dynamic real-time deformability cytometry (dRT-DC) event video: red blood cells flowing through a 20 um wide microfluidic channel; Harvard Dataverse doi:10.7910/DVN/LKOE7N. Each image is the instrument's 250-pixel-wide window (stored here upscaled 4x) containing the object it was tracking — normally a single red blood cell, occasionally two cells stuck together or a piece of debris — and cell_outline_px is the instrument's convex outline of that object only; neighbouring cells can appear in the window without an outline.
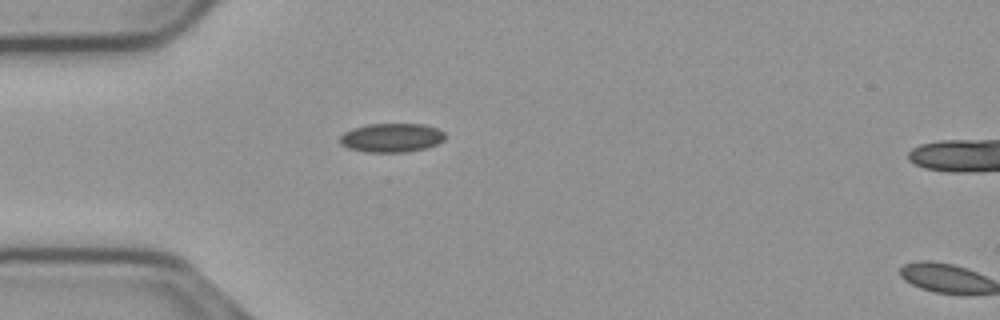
{"species": "common noctule bat (a hibernating species)", "species_latin": "Nyctalus noctula", "temperature_condition": "cold", "stored_images_in_passage": 2, "camera_frame_rate_fps": 3000, "um_per_image_px": 0.085, "animal": {"sex": "male", "body_mass_g": 23.1, "forearm_length_mm": 52.7}, "frame": {"image": 1, "passage_image": 1, "time_ms": 0.0, "image_size_px": [1000, 320], "cell_outline_px": [[444, 140], [436, 144], [424, 148], [408, 152], [364, 152], [348, 148], [340, 144], [340, 136], [344, 132], [352, 128], [368, 124], [420, 124], [436, 128], [444, 132]], "centroid_in_image_um": [33.24, 11.71], "position_along_channel_um": 51.8, "area_um2": 17.69}}